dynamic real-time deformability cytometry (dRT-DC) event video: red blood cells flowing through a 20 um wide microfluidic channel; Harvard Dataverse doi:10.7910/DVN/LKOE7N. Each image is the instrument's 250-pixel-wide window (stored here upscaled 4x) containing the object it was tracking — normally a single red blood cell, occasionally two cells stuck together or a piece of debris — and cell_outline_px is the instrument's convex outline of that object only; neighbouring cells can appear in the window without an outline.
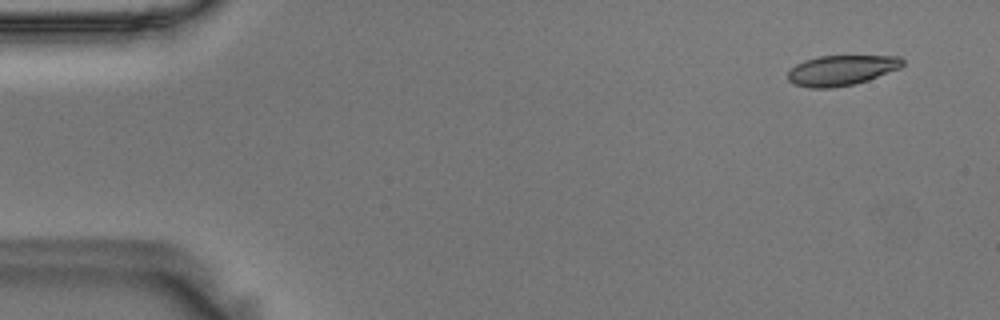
{"species": "Egyptian fruit bat (a non-hibernating species)", "species_latin": "Rousettus aegyptiacus", "temperature_condition": "room temperature", "stored_images_in_passage": 52, "camera_frame_rate_fps": 3000, "um_per_image_px": 0.085, "animal": {"sex": "male"}, "frame": {"image": 1, "passage_image": 1, "time_ms": 0.0, "image_size_px": [1000, 320], "cell_outline_px": [[904, 64], [900, 68], [868, 80], [852, 84], [832, 88], [808, 88], [796, 84], [788, 80], [788, 72], [796, 64], [804, 60], [820, 56], [900, 56], [904, 60]], "centroid_in_image_um": [71.53, 5.97], "position_along_channel_um": 13.5, "area_um2": 20.11}}
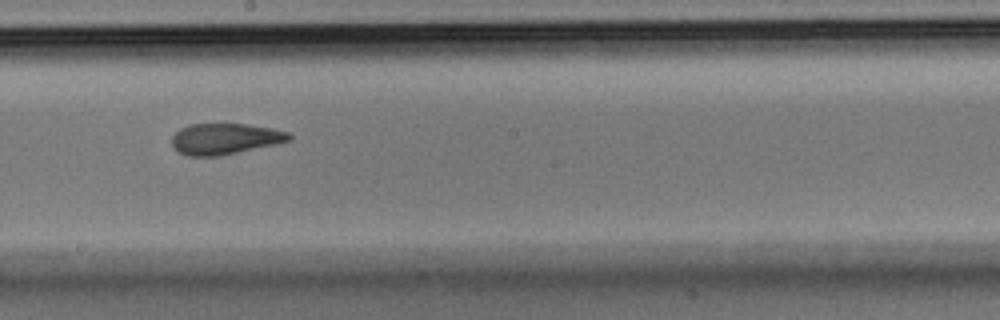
{"frame": {"image": 2, "passage_image": 28, "time_ms": 9.0, "image_size_px": [1000, 320], "cell_outline_px": [[292, 140], [276, 144], [220, 156], [188, 156], [176, 152], [172, 144], [172, 136], [180, 128], [188, 124], [248, 124], [272, 128], [288, 132], [292, 136]], "centroid_in_image_um": [19.11, 11.8], "position_along_channel_um": 229.1, "area_um2": 21.39}}
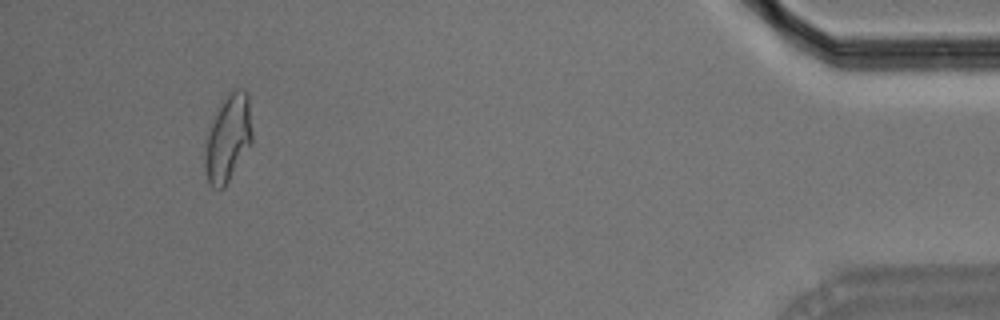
{"frame": {"image": 3, "passage_image": 49, "time_ms": 16.0, "image_size_px": [1000, 320], "cell_outline_px": [[252, 144], [224, 188], [212, 188], [208, 184], [204, 168], [204, 140], [220, 100], [228, 92], [236, 88], [244, 88], [248, 92], [252, 132]], "centroid_in_image_um": [19.36, 11.72], "position_along_channel_um": 415.8, "area_um2": 24.8}, "authors_computed_cell_mechanics": {"area_um2": 21.9929, "velocity_mm_per_s": 3.6302, "shape_relaxation_time_tau1_ms": 6.4661, "shape_relaxation_time_tau2_ms": 2.1079, "deformation_change_tau1": 0.182, "deformation_change_tau2": 0.0864}}